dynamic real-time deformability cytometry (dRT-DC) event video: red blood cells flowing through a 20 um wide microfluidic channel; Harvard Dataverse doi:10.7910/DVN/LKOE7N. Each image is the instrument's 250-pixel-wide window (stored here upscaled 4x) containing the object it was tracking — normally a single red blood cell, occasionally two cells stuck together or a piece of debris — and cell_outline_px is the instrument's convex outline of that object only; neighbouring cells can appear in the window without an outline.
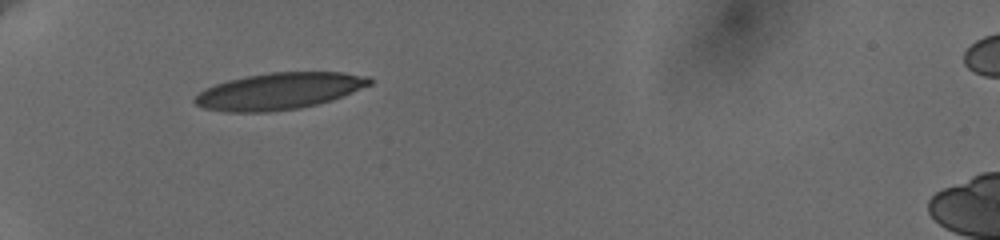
{"species": "human", "species_latin": "Homo sapiens", "temperature_condition": "cold", "stored_images_in_passage": 7, "camera_frame_rate_fps": 3000, "um_per_image_px": 0.085, "donor": {"sex": "female"}, "frame": {"image": 1, "passage_image": 1, "time_ms": 0.0, "image_size_px": [1000, 240], "cell_outline_px": [[372, 84], [332, 100], [300, 108], [268, 112], [224, 112], [204, 108], [196, 104], [192, 100], [204, 88], [228, 80], [248, 76], [272, 72], [344, 72], [368, 76], [372, 80]], "centroid_in_image_um": [23.72, 7.75], "position_along_channel_um": 61.3, "area_um2": 37.28}}
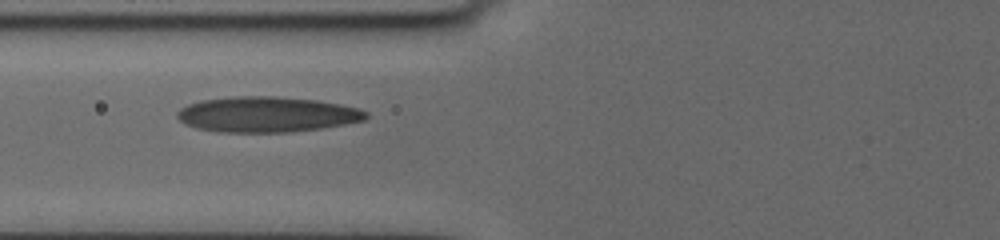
{"frame": {"image": 2, "passage_image": 4, "time_ms": 1.667, "image_size_px": [1000, 240], "cell_outline_px": [[368, 116], [364, 120], [344, 124], [320, 128], [288, 132], [216, 132], [196, 128], [184, 124], [176, 116], [176, 112], [180, 108], [188, 104], [200, 100], [232, 96], [276, 96], [316, 100], [340, 104], [360, 108], [368, 112]], "centroid_in_image_um": [22.65, 9.72], "position_along_channel_um": 103.2, "area_um2": 39.25}}
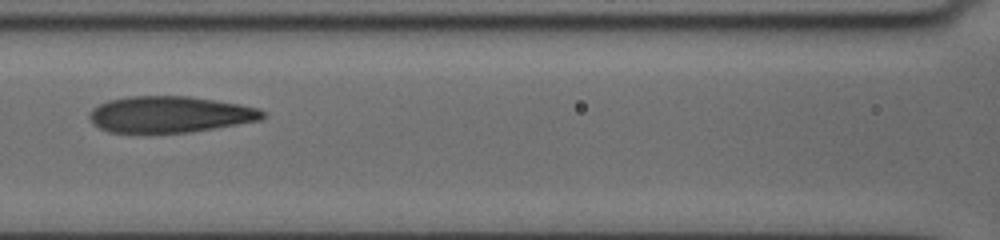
{"frame": {"image": 3, "passage_image": 6, "time_ms": 3.0, "image_size_px": [1000, 240], "cell_outline_px": [[264, 116], [260, 120], [188, 132], [108, 132], [92, 124], [88, 116], [92, 108], [108, 100], [128, 96], [188, 96], [240, 104], [260, 108], [264, 112]], "centroid_in_image_um": [14.4, 9.71], "position_along_channel_um": 152.2, "area_um2": 36.41}}